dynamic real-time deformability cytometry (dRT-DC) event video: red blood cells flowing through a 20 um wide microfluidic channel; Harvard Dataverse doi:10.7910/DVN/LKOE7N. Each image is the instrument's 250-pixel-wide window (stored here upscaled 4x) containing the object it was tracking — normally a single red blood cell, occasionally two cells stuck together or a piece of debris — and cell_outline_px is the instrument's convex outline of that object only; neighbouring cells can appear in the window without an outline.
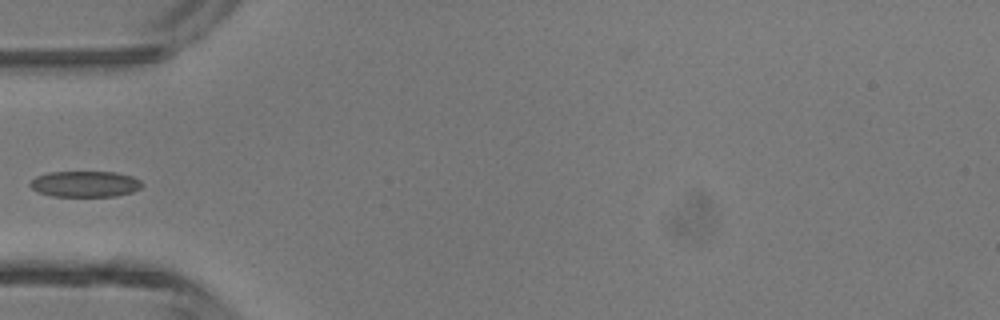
{"species": "common noctule bat (a hibernating species)", "species_latin": "Nyctalus noctula", "temperature_condition": "room temperature", "stored_images_in_passage": 6, "segment_of_instrument_passage": [2, 2], "camera_frame_rate_fps": 3000, "um_per_image_px": 0.085, "animal": {"sex": "male", "body_mass_g": 13.3}, "frame": {"image": 1, "passage_image": 5, "time_ms": 1.333, "image_size_px": [1000, 320], "cell_outline_px": [[144, 184], [140, 188], [132, 192], [116, 196], [52, 196], [40, 192], [32, 188], [28, 184], [36, 176], [48, 172], [116, 172], [132, 176], [140, 180]], "centroid_in_image_um": [7.25, 15.63], "position_along_channel_um": 77.8, "area_um2": 16.94}}